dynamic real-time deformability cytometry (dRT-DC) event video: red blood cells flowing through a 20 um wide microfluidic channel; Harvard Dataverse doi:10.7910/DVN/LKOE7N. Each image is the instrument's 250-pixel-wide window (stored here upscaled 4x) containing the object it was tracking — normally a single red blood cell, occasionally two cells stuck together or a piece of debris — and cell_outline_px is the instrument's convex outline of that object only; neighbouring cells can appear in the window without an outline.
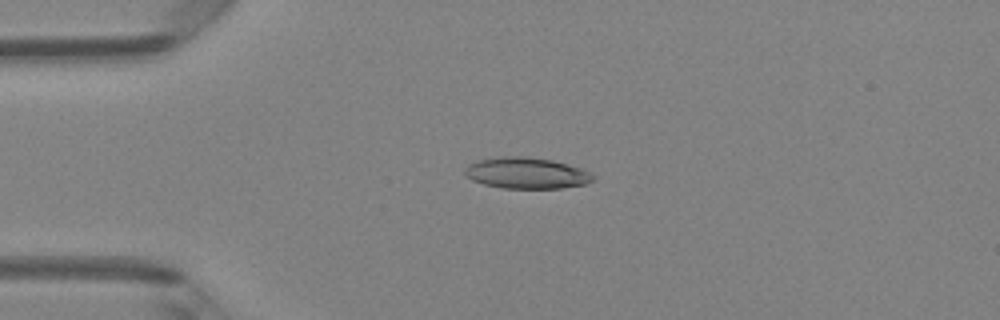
{"species": "Egyptian fruit bat (a non-hibernating species)", "species_latin": "Rousettus aegyptiacus", "temperature_condition": "room temperature", "stored_images_in_passage": 48, "camera_frame_rate_fps": 3000, "um_per_image_px": 0.085, "animal": {"sex": "female"}, "frame": {"image": 1, "passage_image": 11, "time_ms": 3.333, "image_size_px": [1000, 320], "cell_outline_px": [[596, 176], [588, 184], [560, 188], [500, 188], [484, 184], [472, 180], [464, 172], [464, 168], [468, 164], [476, 160], [496, 156], [524, 156], [552, 160], [568, 164], [580, 168]], "centroid_in_image_um": [44.73, 14.7], "position_along_channel_um": 40.3, "area_um2": 23.47}}
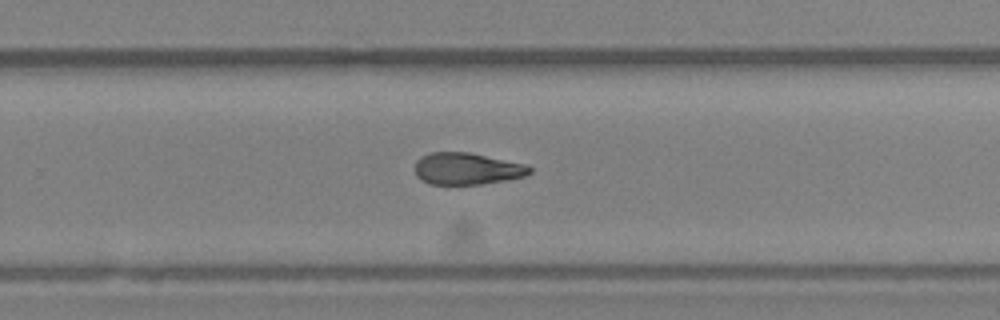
{"frame": {"image": 2, "passage_image": 31, "time_ms": 10.0, "image_size_px": [1000, 320], "cell_outline_px": [[532, 172], [524, 176], [504, 180], [480, 184], [428, 184], [420, 180], [416, 176], [416, 160], [432, 152], [468, 152], [528, 164], [532, 168]], "centroid_in_image_um": [39.71, 14.34], "position_along_channel_um": 290.1, "area_um2": 21.27}}
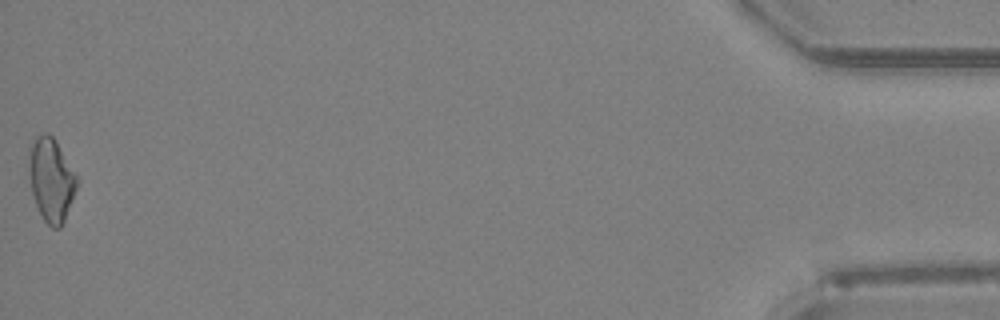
{"frame": {"image": 3, "passage_image": 48, "time_ms": 15.667, "image_size_px": [1000, 320], "cell_outline_px": [[80, 180], [64, 220], [60, 228], [52, 228], [44, 220], [36, 204], [32, 192], [28, 172], [28, 148], [36, 136], [44, 132], [48, 132], [52, 136]], "centroid_in_image_um": [4.34, 15.24], "position_along_channel_um": 430.9, "area_um2": 23.35}}